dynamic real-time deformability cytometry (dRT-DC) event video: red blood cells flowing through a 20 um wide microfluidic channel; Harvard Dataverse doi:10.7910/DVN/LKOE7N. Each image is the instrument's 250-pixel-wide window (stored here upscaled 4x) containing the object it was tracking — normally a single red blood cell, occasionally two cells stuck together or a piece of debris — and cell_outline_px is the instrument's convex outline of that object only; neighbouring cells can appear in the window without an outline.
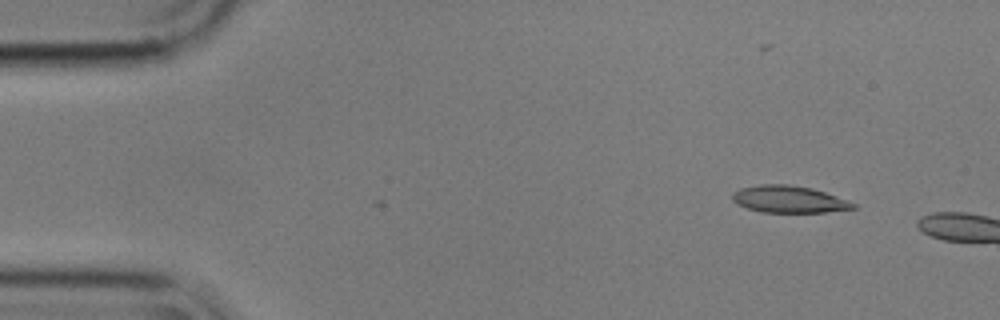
{"species": "common noctule bat (a hibernating species)", "species_latin": "Nyctalus noctula", "temperature_condition": "cold", "stored_images_in_passage": 2, "camera_frame_rate_fps": 3000, "um_per_image_px": 0.085, "animal": {"sex": "male", "body_mass_g": 17.9}, "frame": {"image": 1, "passage_image": 1, "time_ms": 0.0, "image_size_px": [1000, 320], "cell_outline_px": [[856, 208], [824, 212], [760, 212], [736, 204], [732, 200], [732, 192], [740, 188], [760, 184], [788, 184], [812, 188], [848, 200], [856, 204]], "centroid_in_image_um": [67.02, 16.93], "position_along_channel_um": 18.0, "area_um2": 19.02}}